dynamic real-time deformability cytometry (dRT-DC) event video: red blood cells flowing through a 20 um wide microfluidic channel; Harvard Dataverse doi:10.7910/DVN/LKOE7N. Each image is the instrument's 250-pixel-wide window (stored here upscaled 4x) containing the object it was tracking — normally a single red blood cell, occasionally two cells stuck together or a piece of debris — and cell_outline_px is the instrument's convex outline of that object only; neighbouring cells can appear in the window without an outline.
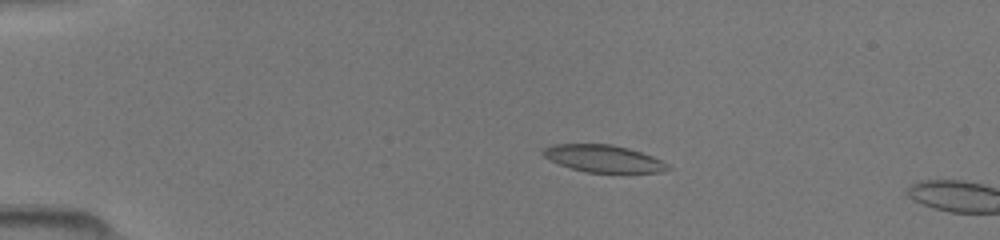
{"species": "common noctule bat (a hibernating species)", "species_latin": "Nyctalus noctula", "temperature_condition": "room temperature", "stored_images_in_passage": 13, "camera_frame_rate_fps": 3000, "um_per_image_px": 0.085, "animal": {"sex": "female", "body_mass_g": 19.5, "forearm_length_mm": 54.1}, "frame": {"image": 1, "passage_image": 11, "time_ms": 3.333, "image_size_px": [1000, 240], "cell_outline_px": [[672, 168], [660, 172], [584, 172], [560, 164], [544, 156], [544, 148], [556, 144], [608, 144], [628, 148], [652, 156], [668, 164]], "centroid_in_image_um": [51.32, 13.48], "position_along_channel_um": 33.7, "area_um2": 19.31}}